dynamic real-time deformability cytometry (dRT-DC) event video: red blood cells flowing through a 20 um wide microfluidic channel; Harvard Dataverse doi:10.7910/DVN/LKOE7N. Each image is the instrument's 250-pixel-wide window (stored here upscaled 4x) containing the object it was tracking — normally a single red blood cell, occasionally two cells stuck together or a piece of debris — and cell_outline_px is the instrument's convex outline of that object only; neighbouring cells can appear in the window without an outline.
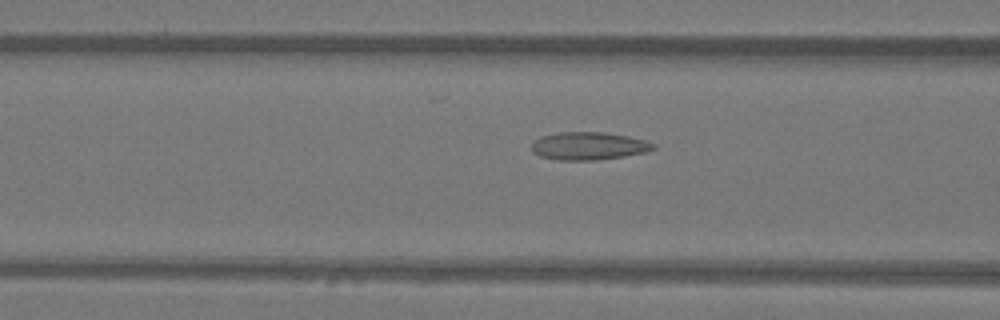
{"species": "Egyptian fruit bat (a non-hibernating species)", "species_latin": "Rousettus aegyptiacus", "temperature_condition": "warm", "stored_images_in_passage": 42, "camera_frame_rate_fps": 3000, "um_per_image_px": 0.085, "animal": {"sex": "female"}, "frame": {"image": 1, "passage_image": 12, "time_ms": 3.667, "image_size_px": [1000, 320], "cell_outline_px": [[656, 148], [644, 152], [624, 156], [596, 160], [556, 160], [540, 156], [532, 152], [532, 144], [540, 136], [560, 132], [604, 132], [628, 136], [644, 140], [656, 144]], "centroid_in_image_um": [50.02, 12.4], "position_along_channel_um": 116.6, "area_um2": 19.71}}
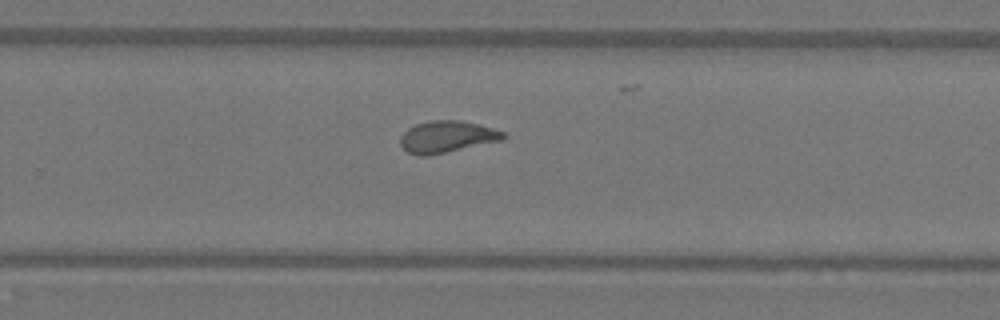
{"frame": {"image": 2, "passage_image": 25, "time_ms": 8.0, "image_size_px": [1000, 320], "cell_outline_px": [[504, 140], [424, 156], [420, 156], [408, 152], [400, 144], [400, 136], [408, 128], [416, 124], [432, 120], [460, 120], [480, 124], [504, 132]], "centroid_in_image_um": [37.98, 11.61], "position_along_channel_um": 291.8, "area_um2": 18.84}}
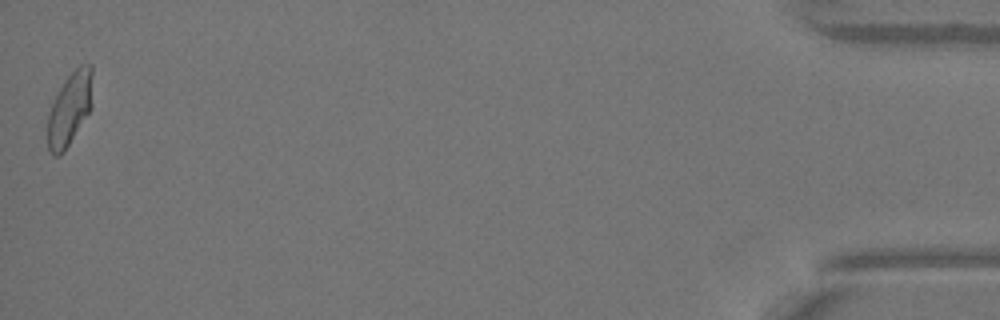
{"frame": {"image": 3, "passage_image": 42, "time_ms": 13.667, "image_size_px": [1000, 320], "cell_outline_px": [[92, 108], [64, 152], [60, 156], [52, 156], [48, 148], [48, 116], [52, 104], [64, 80], [80, 64], [92, 64]], "centroid_in_image_um": [5.94, 9.26], "position_along_channel_um": 429.3, "area_um2": 19.13}, "authors_computed_cell_mechanics": {"area_um2": 18.7561, "velocity_mm_per_s": 4.0662, "shape_relaxation_time_tau1_ms": null, "shape_relaxation_time_tau2_ms": 1.3994, "deformation_change_tau1": null, "deformation_change_tau2": 0.0859}}